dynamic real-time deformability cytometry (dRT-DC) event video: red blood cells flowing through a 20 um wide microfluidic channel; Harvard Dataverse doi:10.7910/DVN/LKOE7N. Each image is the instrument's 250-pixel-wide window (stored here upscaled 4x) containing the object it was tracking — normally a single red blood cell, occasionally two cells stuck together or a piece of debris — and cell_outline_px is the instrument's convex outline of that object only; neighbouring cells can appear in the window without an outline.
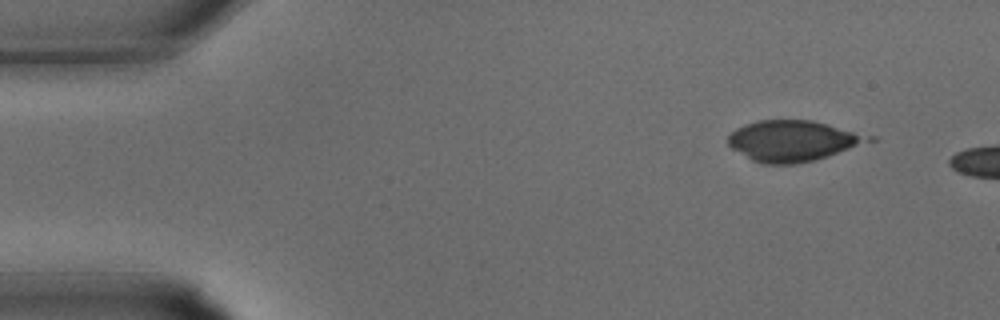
{"species": "common noctule bat (a hibernating species)", "species_latin": "Nyctalus noctula", "temperature_condition": "warm", "stored_images_in_passage": 4, "camera_frame_rate_fps": 3000, "um_per_image_px": 0.085, "animal": {"sex": "male", "body_mass_g": 15.6}, "frame": {"image": 1, "passage_image": 1, "time_ms": 0.0, "image_size_px": [1000, 320], "cell_outline_px": [[876, 140], [816, 160], [796, 164], [764, 164], [752, 160], [732, 148], [728, 144], [728, 136], [736, 128], [760, 120], [812, 120], [876, 136]], "centroid_in_image_um": [67.45, 11.97], "position_along_channel_um": 17.5, "area_um2": 33.47}}